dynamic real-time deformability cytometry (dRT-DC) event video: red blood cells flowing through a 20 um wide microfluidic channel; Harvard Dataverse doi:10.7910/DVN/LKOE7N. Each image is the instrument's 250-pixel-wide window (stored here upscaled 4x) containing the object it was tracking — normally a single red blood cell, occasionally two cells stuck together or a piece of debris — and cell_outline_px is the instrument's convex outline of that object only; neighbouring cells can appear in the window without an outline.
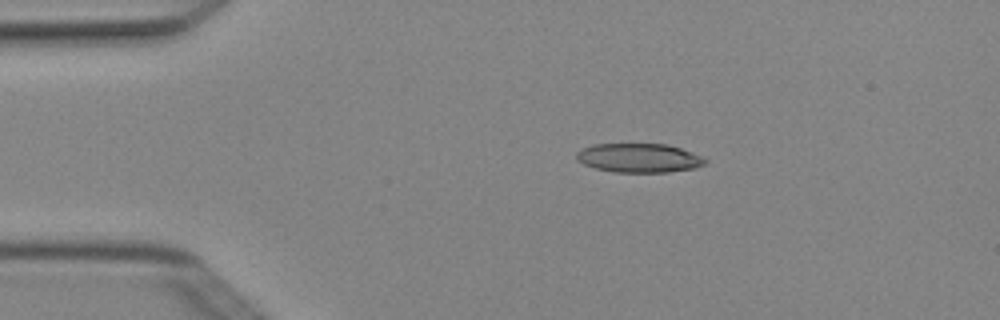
{"species": "Egyptian fruit bat (a non-hibernating species)", "species_latin": "Rousettus aegyptiacus", "temperature_condition": "cold", "stored_images_in_passage": 3, "camera_frame_rate_fps": 3000, "um_per_image_px": 0.085, "animal": {"sex": "female"}, "frame": {"image": 1, "passage_image": 2, "time_ms": 0.333, "image_size_px": [1000, 320], "cell_outline_px": [[708, 160], [704, 164], [692, 168], [668, 172], [612, 172], [596, 168], [584, 164], [576, 160], [576, 152], [592, 144], [668, 144], [692, 152]], "centroid_in_image_um": [54.29, 13.42], "position_along_channel_um": 30.7, "area_um2": 21.68}}